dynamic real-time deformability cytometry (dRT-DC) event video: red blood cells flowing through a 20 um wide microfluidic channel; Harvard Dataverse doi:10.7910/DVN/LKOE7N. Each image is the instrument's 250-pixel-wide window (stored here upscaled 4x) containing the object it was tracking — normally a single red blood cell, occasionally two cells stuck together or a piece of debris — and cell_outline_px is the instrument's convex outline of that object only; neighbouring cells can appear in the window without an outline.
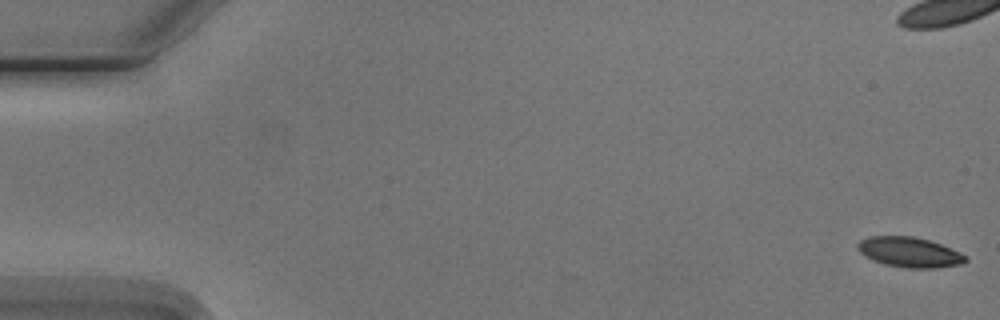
{"species": "Egyptian fruit bat (a non-hibernating species)", "species_latin": "Rousettus aegyptiacus", "temperature_condition": "cold", "stored_images_in_passage": 8, "camera_frame_rate_fps": 3000, "um_per_image_px": 0.085, "animal": {"sex": "male"}, "frame": {"image": 1, "passage_image": 1, "time_ms": 0.0, "image_size_px": [1000, 320], "cell_outline_px": [[968, 260], [964, 264], [936, 268], [904, 268], [884, 264], [872, 260], [864, 256], [856, 248], [856, 244], [860, 240], [868, 236], [912, 236], [928, 240], [940, 244], [968, 256]], "centroid_in_image_um": [77.29, 21.44], "position_along_channel_um": 7.7, "area_um2": 19.13}}
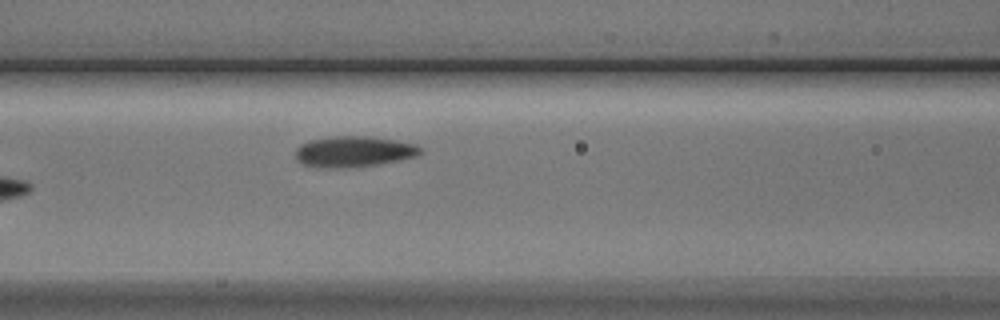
{"frame": {"image": 2, "passage_image": 8, "time_ms": 8.333, "image_size_px": [1000, 320], "cell_outline_px": [[424, 152], [416, 156], [400, 160], [376, 164], [344, 168], [316, 168], [304, 164], [296, 160], [296, 148], [300, 144], [308, 140], [332, 136], [368, 136], [396, 140], [416, 144], [424, 148]], "centroid_in_image_um": [30.07, 12.88], "position_along_channel_um": 136.5, "area_um2": 22.77}}